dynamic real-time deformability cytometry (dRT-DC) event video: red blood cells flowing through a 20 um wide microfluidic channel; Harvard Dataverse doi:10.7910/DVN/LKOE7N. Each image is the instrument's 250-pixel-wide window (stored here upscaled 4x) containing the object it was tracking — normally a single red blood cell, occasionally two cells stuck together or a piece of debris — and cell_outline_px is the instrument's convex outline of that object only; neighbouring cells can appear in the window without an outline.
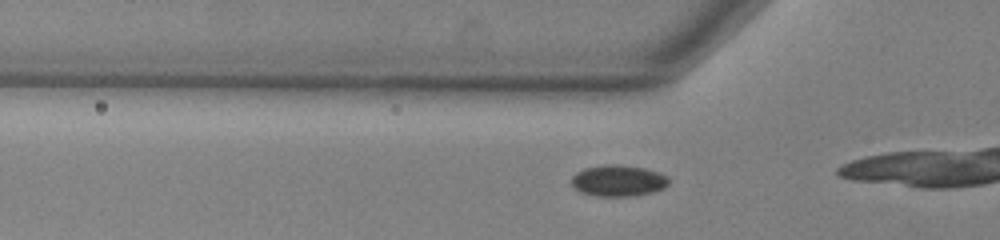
{"species": "common noctule bat (a hibernating species)", "species_latin": "Nyctalus noctula", "temperature_condition": "warm", "stored_images_in_passage": 13, "camera_frame_rate_fps": 3000, "um_per_image_px": 0.085, "animal": {"sex": "male", "body_mass_g": 13.0, "forearm_length_mm": 53.1}, "frame": {"image": 1, "passage_image": 8, "time_ms": 2.333, "image_size_px": [1000, 240], "cell_outline_px": [[668, 184], [664, 188], [652, 192], [636, 196], [596, 196], [580, 192], [572, 184], [572, 176], [576, 172], [584, 168], [608, 164], [620, 164], [644, 168], [668, 176]], "centroid_in_image_um": [52.55, 15.36], "position_along_channel_um": 73.3, "area_um2": 17.74}}
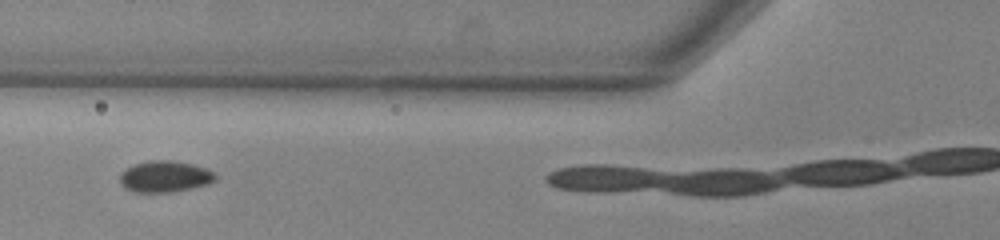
{"frame": {"image": 2, "passage_image": 11, "time_ms": 3.333, "image_size_px": [1000, 240], "cell_outline_px": [[216, 180], [208, 184], [192, 188], [172, 192], [136, 192], [124, 188], [120, 184], [120, 176], [128, 168], [136, 164], [152, 160], [168, 160], [192, 164], [204, 168], [212, 172], [216, 176]], "centroid_in_image_um": [14.02, 15.02], "position_along_channel_um": 111.8, "area_um2": 17.17}}